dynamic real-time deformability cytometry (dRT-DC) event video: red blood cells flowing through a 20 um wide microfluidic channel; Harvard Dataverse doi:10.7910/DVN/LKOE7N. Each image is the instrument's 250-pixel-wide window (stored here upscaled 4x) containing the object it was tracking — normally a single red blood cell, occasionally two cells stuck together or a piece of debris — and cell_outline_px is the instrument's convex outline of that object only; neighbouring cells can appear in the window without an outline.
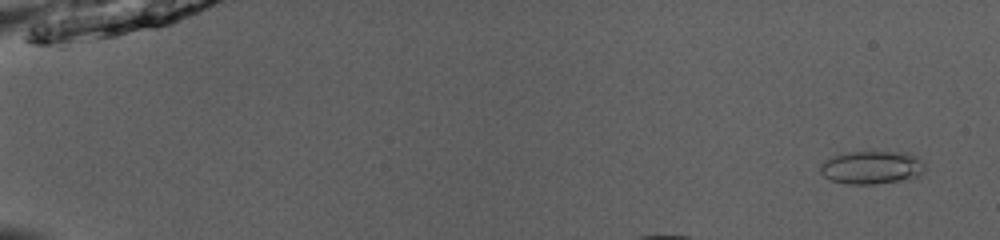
{"species": "common noctule bat (a hibernating species)", "species_latin": "Nyctalus noctula", "temperature_condition": "room temperature", "stored_images_in_passage": 12, "camera_frame_rate_fps": 3000, "um_per_image_px": 0.085, "animal": {"sex": "male", "body_mass_g": 13.0, "forearm_length_mm": 53.1}, "frame": {"image": 1, "passage_image": 3, "time_ms": 0.667, "image_size_px": [1000, 240], "cell_outline_px": [[924, 168], [916, 176], [876, 184], [848, 184], [832, 180], [824, 176], [820, 172], [820, 164], [824, 160], [832, 156], [844, 152], [904, 152], [916, 156], [924, 164]], "centroid_in_image_um": [74.02, 14.22], "position_along_channel_um": 11.0, "area_um2": 19.88}}